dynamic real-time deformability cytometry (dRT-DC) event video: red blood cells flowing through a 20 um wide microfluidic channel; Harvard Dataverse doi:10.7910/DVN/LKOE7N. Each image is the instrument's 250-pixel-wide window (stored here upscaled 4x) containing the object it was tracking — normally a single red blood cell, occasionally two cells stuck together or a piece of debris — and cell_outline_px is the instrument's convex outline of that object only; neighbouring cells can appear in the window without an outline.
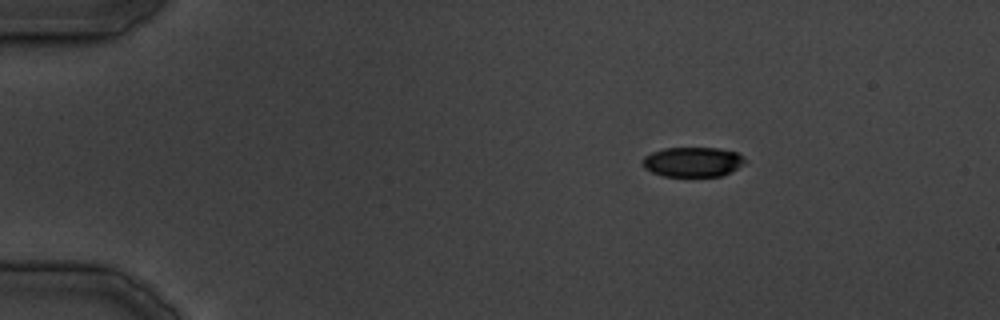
{"species": "common noctule bat (a hibernating species)", "species_latin": "Nyctalus noctula", "temperature_condition": "cold", "stored_images_in_passage": 33, "camera_frame_rate_fps": 3000, "um_per_image_px": 0.085, "animal": {"sex": "male", "body_mass_g": 19.5, "forearm_length_mm": 54.6}, "frame": {"image": 1, "passage_image": 1, "time_ms": 0.0, "image_size_px": [1000, 320], "cell_outline_px": [[748, 160], [744, 164], [720, 176], [664, 176], [652, 172], [644, 168], [640, 164], [644, 156], [652, 152], [664, 148], [720, 148], [736, 152], [744, 156]], "centroid_in_image_um": [58.87, 13.75], "position_along_channel_um": 26.1, "area_um2": 17.86}}
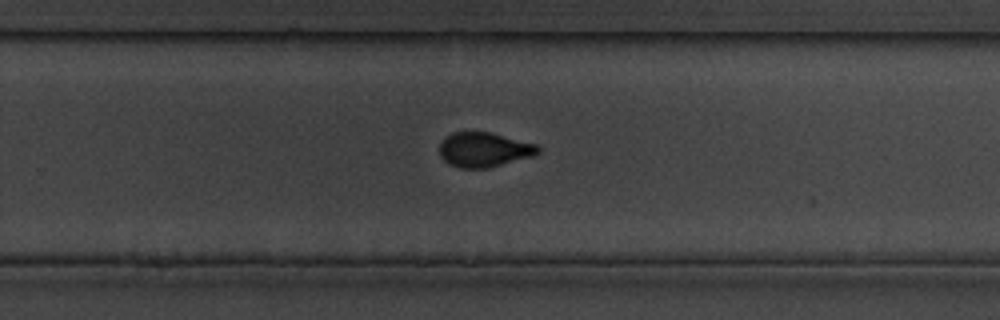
{"frame": {"image": 2, "passage_image": 19, "time_ms": 23.333, "image_size_px": [1000, 320], "cell_outline_px": [[540, 152], [532, 156], [488, 168], [460, 168], [448, 164], [440, 156], [440, 144], [444, 136], [452, 132], [492, 132], [536, 144], [540, 148]], "centroid_in_image_um": [41.12, 12.71], "position_along_channel_um": 288.7, "area_um2": 20.0}}
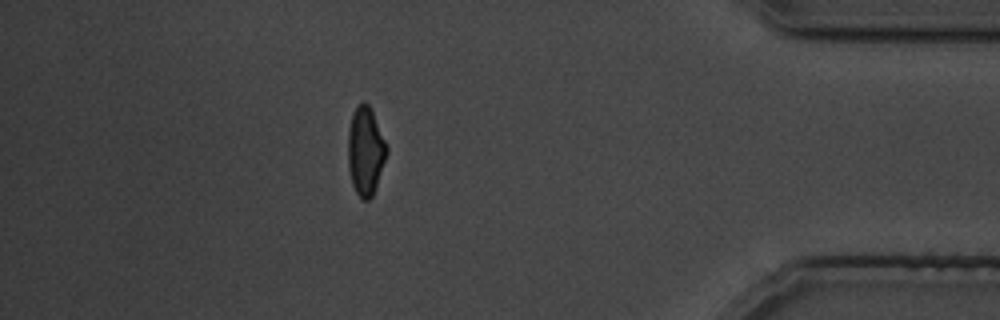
{"frame": {"image": 3, "passage_image": 28, "time_ms": 33.667, "image_size_px": [1000, 320], "cell_outline_px": [[388, 152], [372, 196], [368, 200], [360, 200], [352, 184], [348, 168], [348, 128], [356, 104], [364, 100], [368, 104], [388, 144]], "centroid_in_image_um": [31.06, 12.82], "position_along_channel_um": 404.1, "area_um2": 20.11}}